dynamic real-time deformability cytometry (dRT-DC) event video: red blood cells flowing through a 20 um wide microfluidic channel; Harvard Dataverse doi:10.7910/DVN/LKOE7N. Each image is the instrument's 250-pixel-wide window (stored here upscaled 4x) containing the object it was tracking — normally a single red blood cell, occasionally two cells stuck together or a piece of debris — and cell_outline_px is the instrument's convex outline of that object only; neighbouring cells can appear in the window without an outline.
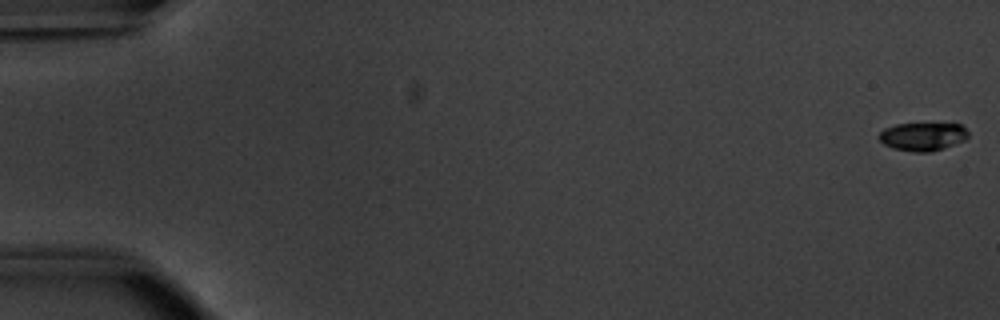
{"species": "common noctule bat (a hibernating species)", "species_latin": "Nyctalus noctula", "temperature_condition": "warm", "stored_images_in_passage": 54, "camera_frame_rate_fps": 3000, "um_per_image_px": 0.085, "animal": {"sex": "male", "body_mass_g": 20.1, "forearm_length_mm": 53.5}, "frame": {"image": 1, "passage_image": 1, "time_ms": 0.0, "image_size_px": [1000, 320], "cell_outline_px": [[968, 136], [964, 140], [944, 148], [932, 152], [912, 152], [892, 148], [884, 144], [880, 140], [880, 132], [884, 128], [896, 124], [960, 124], [968, 132]], "centroid_in_image_um": [78.42, 11.62], "position_along_channel_um": 6.6, "area_um2": 14.57}}
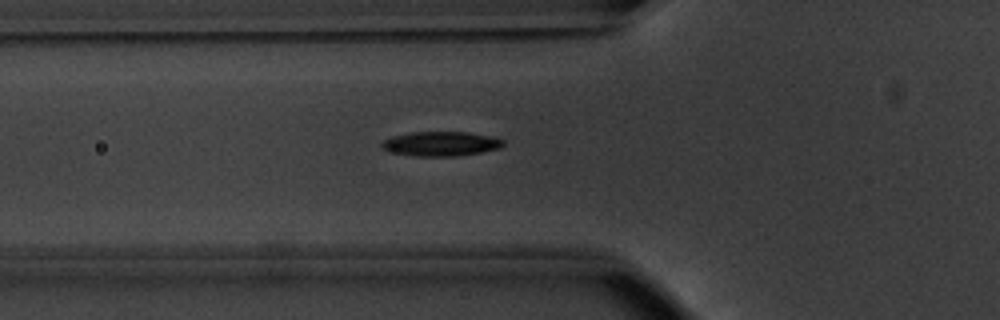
{"frame": {"image": 2, "passage_image": 20, "time_ms": 6.333, "image_size_px": [1000, 320], "cell_outline_px": [[504, 144], [500, 148], [480, 152], [456, 156], [416, 156], [396, 152], [380, 148], [380, 144], [384, 140], [392, 136], [412, 132], [468, 132], [496, 136], [504, 140]], "centroid_in_image_um": [37.52, 12.21], "position_along_channel_um": 88.3, "area_um2": 17.34}}
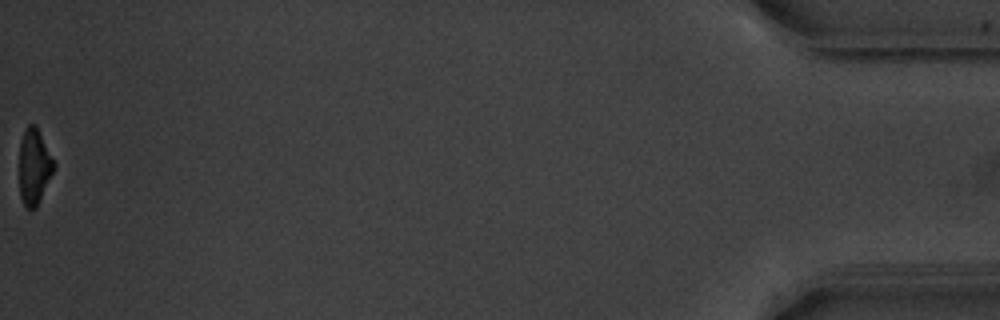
{"frame": {"image": 3, "passage_image": 54, "time_ms": 17.667, "image_size_px": [1000, 320], "cell_outline_px": [[56, 168], [36, 208], [24, 208], [20, 196], [20, 140], [24, 128], [28, 124], [36, 124], [56, 164]], "centroid_in_image_um": [2.92, 14.14], "position_along_channel_um": 432.3, "area_um2": 15.55}, "authors_computed_cell_mechanics": {"area_um2": 17.1088, "velocity_mm_per_s": 3.8593, "shape_relaxation_time_tau1_ms": 1.8539, "shape_relaxation_time_tau2_ms": 5.5937, "deformation_change_tau1": 0.1719, "deformation_change_tau2": 0.1253}}